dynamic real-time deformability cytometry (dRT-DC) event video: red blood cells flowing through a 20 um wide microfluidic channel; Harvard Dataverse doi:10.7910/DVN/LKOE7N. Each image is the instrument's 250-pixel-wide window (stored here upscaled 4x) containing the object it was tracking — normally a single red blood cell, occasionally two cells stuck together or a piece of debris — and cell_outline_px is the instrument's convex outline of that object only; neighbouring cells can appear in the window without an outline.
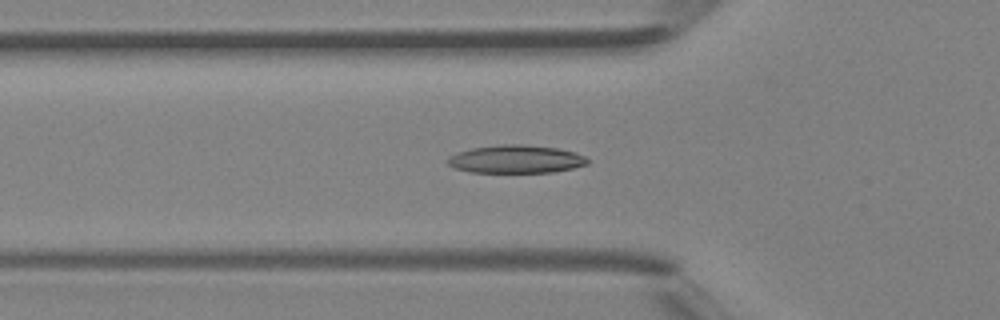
{"species": "Egyptian fruit bat (a non-hibernating species)", "species_latin": "Rousettus aegyptiacus", "temperature_condition": "room temperature", "stored_images_in_passage": 31, "camera_frame_rate_fps": 3000, "um_per_image_px": 0.085, "animal": {"sex": "female"}, "frame": {"image": 1, "passage_image": 3, "time_ms": 0.667, "image_size_px": [1000, 320], "cell_outline_px": [[588, 164], [572, 168], [552, 172], [468, 172], [456, 168], [448, 164], [448, 156], [456, 152], [472, 148], [500, 144], [524, 144], [556, 148], [576, 152], [584, 156], [588, 160]], "centroid_in_image_um": [43.84, 13.52], "position_along_channel_um": 82.0, "area_um2": 22.83}}
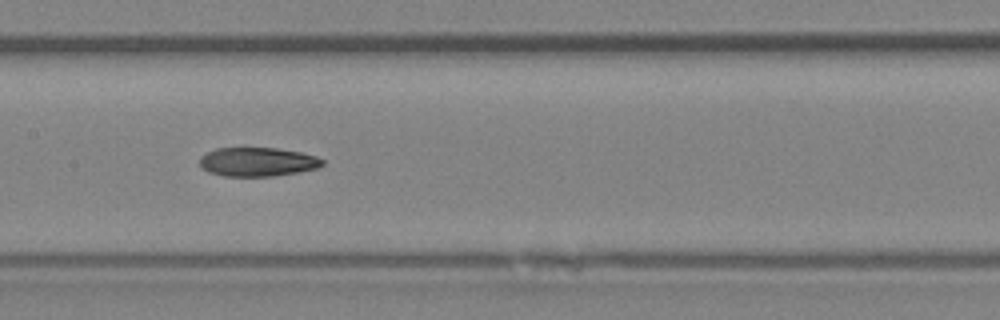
{"frame": {"image": 2, "passage_image": 10, "time_ms": 3.0, "image_size_px": [1000, 320], "cell_outline_px": [[324, 164], [316, 168], [296, 172], [272, 176], [224, 176], [208, 172], [200, 164], [200, 156], [216, 148], [276, 148], [300, 152], [316, 156], [324, 160]], "centroid_in_image_um": [21.88, 13.75], "position_along_channel_um": 185.5, "area_um2": 20.52}}
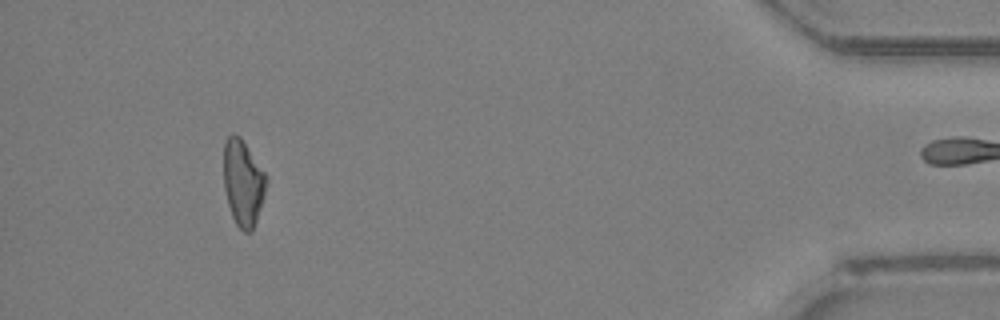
{"frame": {"image": 3, "passage_image": 30, "time_ms": 9.667, "image_size_px": [1000, 320], "cell_outline_px": [[268, 176], [264, 196], [252, 232], [244, 232], [236, 224], [232, 216], [228, 204], [224, 188], [224, 140], [232, 132], [240, 136]], "centroid_in_image_um": [20.66, 15.51], "position_along_channel_um": 414.5, "area_um2": 21.44}, "authors_computed_cell_mechanics": {"area_um2": 21.097, "velocity_mm_per_s": 4.4524, "shape_relaxation_time_tau1_ms": null, "shape_relaxation_time_tau2_ms": 6.0363, "deformation_change_tau1": null, "deformation_change_tau2": 0.1256}}